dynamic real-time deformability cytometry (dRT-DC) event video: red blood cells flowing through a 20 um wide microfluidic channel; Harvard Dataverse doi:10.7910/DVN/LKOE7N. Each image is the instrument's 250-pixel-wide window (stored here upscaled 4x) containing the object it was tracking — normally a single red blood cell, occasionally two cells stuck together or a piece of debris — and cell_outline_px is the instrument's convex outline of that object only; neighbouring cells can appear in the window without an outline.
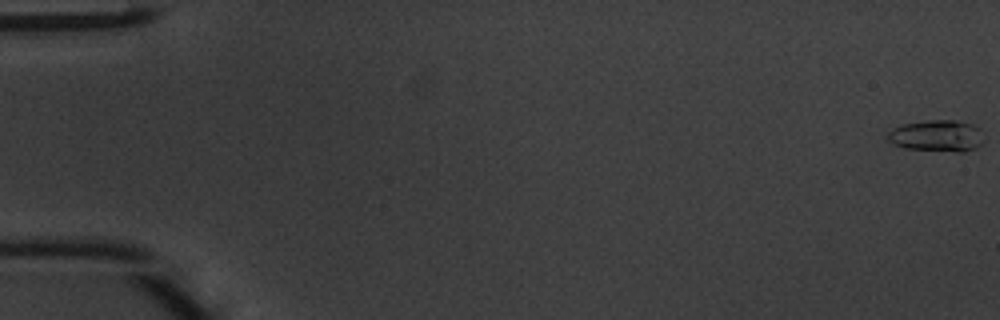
{"species": "common noctule bat (a hibernating species)", "species_latin": "Nyctalus noctula", "temperature_condition": "warm", "stored_images_in_passage": 48, "camera_frame_rate_fps": 3000, "um_per_image_px": 0.085, "animal": {"sex": "male", "body_mass_g": 20.1, "forearm_length_mm": 53.5}, "frame": {"image": 1, "passage_image": 1, "time_ms": 0.0, "image_size_px": [1000, 320], "cell_outline_px": [[984, 140], [976, 148], [964, 152], [956, 152], [904, 148], [892, 144], [888, 140], [888, 132], [892, 128], [900, 124], [928, 120], [956, 120], [972, 124], [980, 128]], "centroid_in_image_um": [79.64, 11.54], "position_along_channel_um": 5.4, "area_um2": 17.98}}
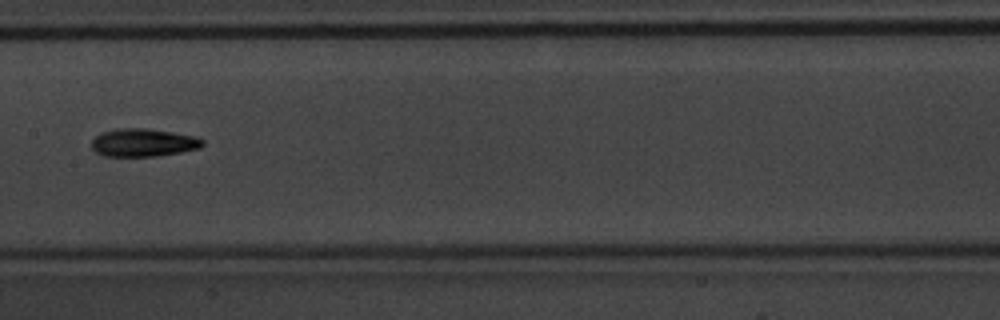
{"frame": {"image": 2, "passage_image": 26, "time_ms": 8.333, "image_size_px": [1000, 320], "cell_outline_px": [[204, 144], [200, 148], [180, 152], [156, 156], [104, 156], [96, 152], [92, 148], [92, 140], [96, 136], [104, 132], [120, 128], [144, 128], [172, 132], [196, 136], [204, 140]], "centroid_in_image_um": [12.2, 12.12], "position_along_channel_um": 195.2, "area_um2": 17.98}}
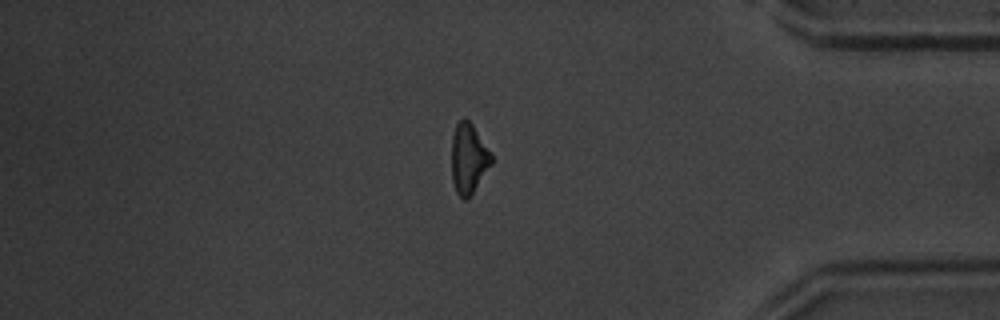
{"frame": {"image": 3, "passage_image": 42, "time_ms": 13.667, "image_size_px": [1000, 320], "cell_outline_px": [[492, 164], [468, 200], [464, 200], [456, 192], [452, 180], [452, 136], [456, 124], [464, 116], [472, 124], [492, 152]], "centroid_in_image_um": [39.84, 13.48], "position_along_channel_um": 395.4, "area_um2": 16.47}, "authors_computed_cell_mechanics": {"area_um2": 16.5019, "velocity_mm_per_s": 4.2345, "shape_relaxation_time_tau1_ms": 3.9097, "shape_relaxation_time_tau2_ms": 8.055, "deformation_change_tau1": 0.1411, "deformation_change_tau2": 0.2227}}